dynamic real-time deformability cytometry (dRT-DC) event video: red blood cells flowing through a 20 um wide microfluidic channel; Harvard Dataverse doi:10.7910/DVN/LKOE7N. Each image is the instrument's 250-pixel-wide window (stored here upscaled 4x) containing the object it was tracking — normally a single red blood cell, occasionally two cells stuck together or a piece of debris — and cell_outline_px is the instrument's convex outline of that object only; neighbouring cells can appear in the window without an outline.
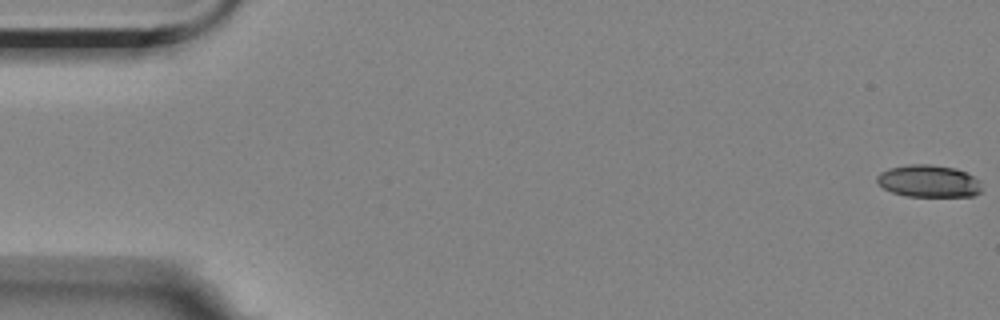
{"species": "Egyptian fruit bat (a non-hibernating species)", "species_latin": "Rousettus aegyptiacus", "temperature_condition": "room temperature", "stored_images_in_passage": 5, "camera_frame_rate_fps": 3000, "um_per_image_px": 0.085, "animal": {"sex": "female"}, "frame": {"image": 1, "passage_image": 1, "time_ms": 0.0, "image_size_px": [1000, 320], "cell_outline_px": [[984, 192], [972, 196], [908, 196], [892, 192], [884, 188], [876, 180], [876, 176], [880, 172], [888, 168], [908, 164], [928, 164], [956, 168], [980, 180]], "centroid_in_image_um": [78.96, 15.39], "position_along_channel_um": 6.0, "area_um2": 19.83}}
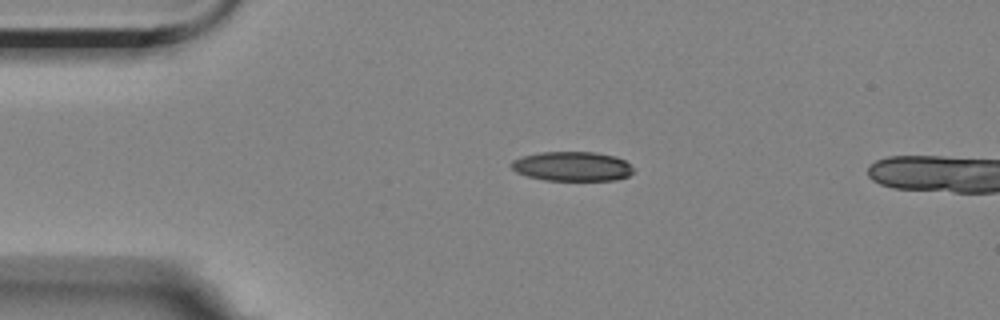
{"frame": {"image": 2, "passage_image": 4, "time_ms": 4.0, "image_size_px": [1000, 320], "cell_outline_px": [[632, 172], [628, 176], [616, 180], [544, 180], [528, 176], [516, 172], [508, 164], [512, 160], [520, 156], [540, 152], [596, 152], [616, 156], [624, 160], [632, 168]], "centroid_in_image_um": [48.59, 14.13], "position_along_channel_um": 36.4, "area_um2": 21.04}}